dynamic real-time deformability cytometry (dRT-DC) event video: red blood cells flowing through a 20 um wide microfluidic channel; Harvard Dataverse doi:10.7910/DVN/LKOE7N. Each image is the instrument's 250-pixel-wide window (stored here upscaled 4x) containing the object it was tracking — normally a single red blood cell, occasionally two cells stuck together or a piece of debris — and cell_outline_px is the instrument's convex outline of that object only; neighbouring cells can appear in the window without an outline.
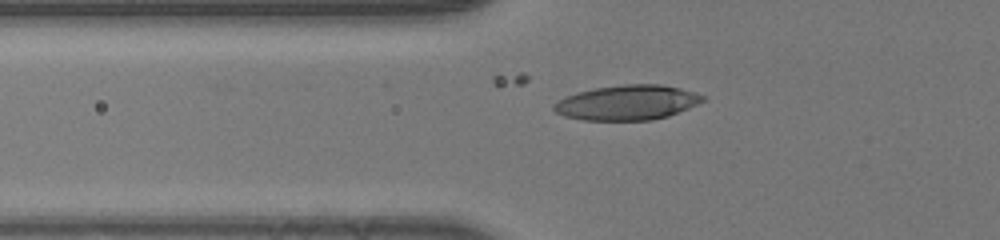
{"species": "human", "species_latin": "Homo sapiens", "temperature_condition": "room temperature", "stored_images_in_passage": 31, "camera_frame_rate_fps": 3000, "um_per_image_px": 0.085, "donor": {"sex": "male"}, "frame": {"image": 1, "passage_image": 2, "time_ms": 0.333, "image_size_px": [1000, 240], "cell_outline_px": [[708, 96], [704, 100], [688, 108], [668, 116], [652, 120], [584, 120], [564, 116], [556, 112], [552, 108], [552, 104], [568, 96], [580, 92], [596, 88], [624, 84], [660, 84], [680, 88]], "centroid_in_image_um": [53.34, 8.72], "position_along_channel_um": 72.5, "area_um2": 30.06}}
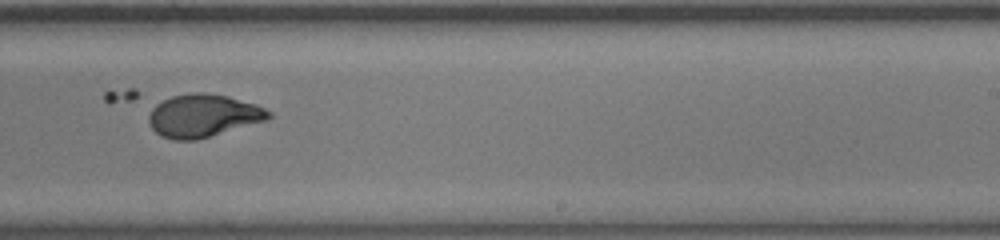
{"frame": {"image": 2, "passage_image": 16, "time_ms": 5.0, "image_size_px": [1000, 240], "cell_outline_px": [[272, 116], [268, 120], [196, 140], [172, 140], [160, 136], [148, 124], [148, 116], [152, 108], [156, 104], [172, 96], [192, 92], [204, 92], [228, 96], [256, 104], [272, 112]], "centroid_in_image_um": [17.26, 9.83], "position_along_channel_um": 271.7, "area_um2": 30.11}}
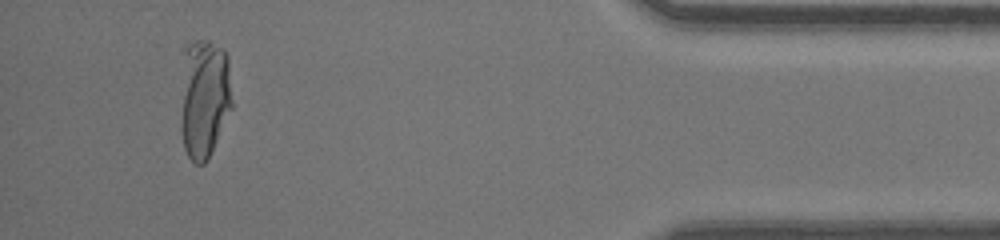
{"frame": {"image": 3, "passage_image": 29, "time_ms": 9.333, "image_size_px": [1000, 240], "cell_outline_px": [[232, 108], [204, 164], [196, 164], [188, 156], [184, 148], [184, 48], [188, 44], [196, 40], [208, 40], [224, 48], [228, 56], [232, 100]], "centroid_in_image_um": [17.43, 8.25], "position_along_channel_um": 417.8, "area_um2": 34.56}}